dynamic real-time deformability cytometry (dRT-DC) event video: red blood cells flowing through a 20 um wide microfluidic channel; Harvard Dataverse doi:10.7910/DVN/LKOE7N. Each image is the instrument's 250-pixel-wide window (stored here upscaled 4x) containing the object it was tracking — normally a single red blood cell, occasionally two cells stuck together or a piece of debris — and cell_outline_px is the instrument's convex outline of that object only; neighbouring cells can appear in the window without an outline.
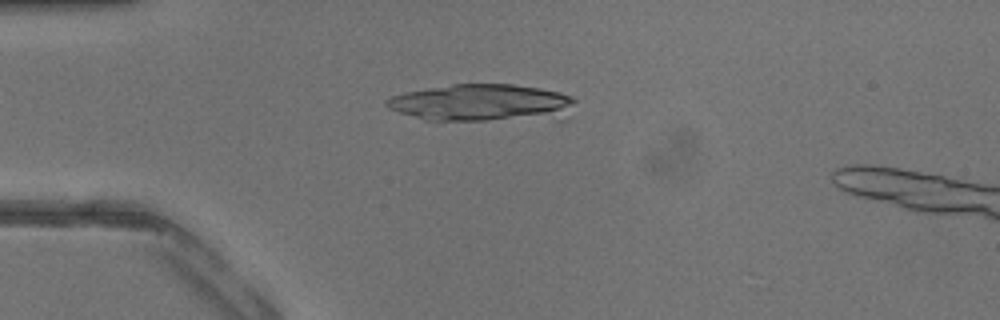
{"species": "common noctule bat (a hibernating species)", "species_latin": "Nyctalus noctula", "temperature_condition": "warm", "stored_images_in_passage": 5, "camera_frame_rate_fps": 3000, "um_per_image_px": 0.085, "animal": {"sex": "male", "body_mass_g": 13.3}, "frame": {"image": 1, "passage_image": 1, "time_ms": 0.0, "image_size_px": [1000, 320], "cell_outline_px": [[576, 100], [572, 116], [568, 120], [424, 120], [388, 108], [384, 104], [384, 100], [392, 96], [404, 92], [452, 84], [512, 84], [540, 88], [560, 92], [572, 96]], "centroid_in_image_um": [41.12, 8.76], "position_along_channel_um": 43.9, "area_um2": 41.96}}